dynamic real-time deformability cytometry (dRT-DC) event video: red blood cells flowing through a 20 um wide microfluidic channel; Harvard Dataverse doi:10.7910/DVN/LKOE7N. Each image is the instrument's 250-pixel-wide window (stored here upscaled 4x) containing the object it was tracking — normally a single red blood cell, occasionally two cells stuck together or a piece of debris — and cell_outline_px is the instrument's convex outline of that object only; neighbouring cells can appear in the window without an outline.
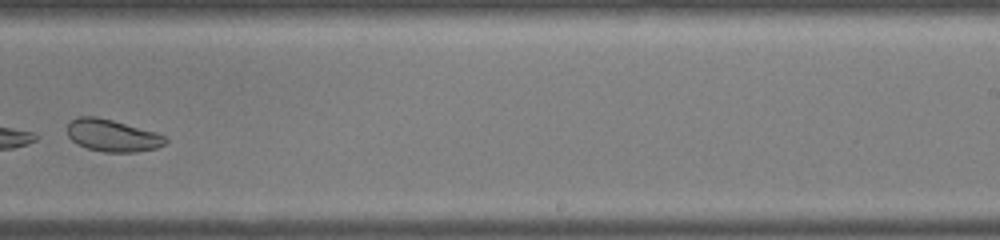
{"species": "common noctule bat (a hibernating species)", "species_latin": "Nyctalus noctula", "temperature_condition": "warm", "stored_images_in_passage": 32, "camera_frame_rate_fps": 3000, "um_per_image_px": 0.085, "animal": {"sex": "male", "body_mass_g": 19.0, "forearm_length_mm": 50.8}, "frame": {"image": 1, "passage_image": 19, "time_ms": 6.0, "image_size_px": [1000, 240], "cell_outline_px": [[168, 140], [164, 144], [156, 148], [136, 152], [104, 152], [88, 148], [76, 144], [68, 136], [68, 124], [76, 116], [96, 116], [112, 120], [156, 132], [164, 136]], "centroid_in_image_um": [9.54, 11.52], "position_along_channel_um": 279.5, "area_um2": 18.32}}